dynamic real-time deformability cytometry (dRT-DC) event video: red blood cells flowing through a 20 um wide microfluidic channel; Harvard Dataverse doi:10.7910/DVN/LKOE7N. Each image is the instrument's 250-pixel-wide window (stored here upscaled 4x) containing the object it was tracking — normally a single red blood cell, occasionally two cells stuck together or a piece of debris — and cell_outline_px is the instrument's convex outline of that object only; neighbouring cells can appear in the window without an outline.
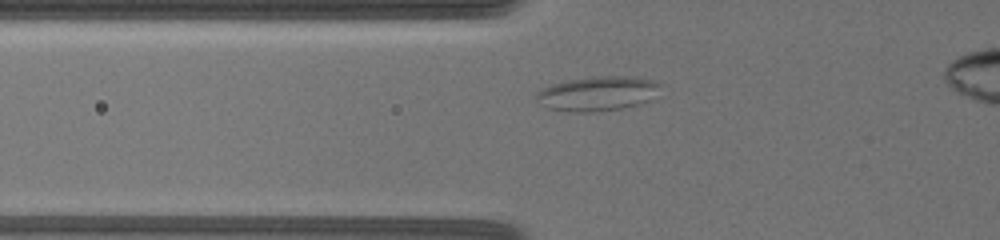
{"species": "common noctule bat (a hibernating species)", "species_latin": "Nyctalus noctula", "temperature_condition": "warm", "stored_images_in_passage": 8, "camera_frame_rate_fps": 3000, "um_per_image_px": 0.085, "animal": {"sex": "female", "body_mass_g": 19.5, "forearm_length_mm": 54.1}, "frame": {"image": 1, "passage_image": 3, "time_ms": 0.333, "image_size_px": [1000, 240], "cell_outline_px": [[660, 84], [648, 100], [640, 104], [620, 108], [596, 112], [572, 112], [544, 108], [536, 100], [536, 92], [552, 84], [564, 80], [592, 76], [632, 76], [652, 80]], "centroid_in_image_um": [50.69, 7.95], "position_along_channel_um": 75.1, "area_um2": 24.91}}